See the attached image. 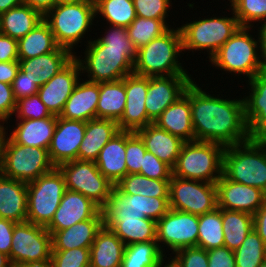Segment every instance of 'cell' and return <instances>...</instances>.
<instances>
[{"instance_id": "cell-1", "label": "cell", "mask_w": 266, "mask_h": 267, "mask_svg": "<svg viewBox=\"0 0 266 267\" xmlns=\"http://www.w3.org/2000/svg\"><path fill=\"white\" fill-rule=\"evenodd\" d=\"M209 94L193 80L189 101L195 140L214 142L224 147L250 140L243 97L224 99ZM215 96V97H214Z\"/></svg>"}, {"instance_id": "cell-2", "label": "cell", "mask_w": 266, "mask_h": 267, "mask_svg": "<svg viewBox=\"0 0 266 267\" xmlns=\"http://www.w3.org/2000/svg\"><path fill=\"white\" fill-rule=\"evenodd\" d=\"M108 26L102 37L88 41L82 59L81 56L74 55L81 73H87L86 80L97 83L112 82L133 73L137 48L131 42L127 29Z\"/></svg>"}, {"instance_id": "cell-3", "label": "cell", "mask_w": 266, "mask_h": 267, "mask_svg": "<svg viewBox=\"0 0 266 267\" xmlns=\"http://www.w3.org/2000/svg\"><path fill=\"white\" fill-rule=\"evenodd\" d=\"M182 53L180 28L170 27L161 36L137 49L133 73L146 77L189 75L178 61Z\"/></svg>"}, {"instance_id": "cell-4", "label": "cell", "mask_w": 266, "mask_h": 267, "mask_svg": "<svg viewBox=\"0 0 266 267\" xmlns=\"http://www.w3.org/2000/svg\"><path fill=\"white\" fill-rule=\"evenodd\" d=\"M222 174L266 193V139H250L225 147Z\"/></svg>"}, {"instance_id": "cell-5", "label": "cell", "mask_w": 266, "mask_h": 267, "mask_svg": "<svg viewBox=\"0 0 266 267\" xmlns=\"http://www.w3.org/2000/svg\"><path fill=\"white\" fill-rule=\"evenodd\" d=\"M249 31L252 32L250 27H240L210 58L209 62L213 67L235 76L246 75L247 81L264 71L260 57L259 37H256L258 40L255 39Z\"/></svg>"}, {"instance_id": "cell-6", "label": "cell", "mask_w": 266, "mask_h": 267, "mask_svg": "<svg viewBox=\"0 0 266 267\" xmlns=\"http://www.w3.org/2000/svg\"><path fill=\"white\" fill-rule=\"evenodd\" d=\"M94 18L96 19L94 0L55 5L43 16L57 44L71 52L85 38L84 35L88 34L89 28L94 25Z\"/></svg>"}, {"instance_id": "cell-7", "label": "cell", "mask_w": 266, "mask_h": 267, "mask_svg": "<svg viewBox=\"0 0 266 267\" xmlns=\"http://www.w3.org/2000/svg\"><path fill=\"white\" fill-rule=\"evenodd\" d=\"M224 149L223 145L214 142H185L173 168V176L216 183L222 176Z\"/></svg>"}, {"instance_id": "cell-8", "label": "cell", "mask_w": 266, "mask_h": 267, "mask_svg": "<svg viewBox=\"0 0 266 267\" xmlns=\"http://www.w3.org/2000/svg\"><path fill=\"white\" fill-rule=\"evenodd\" d=\"M232 17L216 16L191 21L181 25L182 49L187 51L207 50L210 58L232 37L241 27L234 11Z\"/></svg>"}, {"instance_id": "cell-9", "label": "cell", "mask_w": 266, "mask_h": 267, "mask_svg": "<svg viewBox=\"0 0 266 267\" xmlns=\"http://www.w3.org/2000/svg\"><path fill=\"white\" fill-rule=\"evenodd\" d=\"M54 167L47 149L20 145L5 137L0 161L2 175L30 183Z\"/></svg>"}, {"instance_id": "cell-10", "label": "cell", "mask_w": 266, "mask_h": 267, "mask_svg": "<svg viewBox=\"0 0 266 267\" xmlns=\"http://www.w3.org/2000/svg\"><path fill=\"white\" fill-rule=\"evenodd\" d=\"M65 191V179L58 167L27 183V222L46 227Z\"/></svg>"}, {"instance_id": "cell-11", "label": "cell", "mask_w": 266, "mask_h": 267, "mask_svg": "<svg viewBox=\"0 0 266 267\" xmlns=\"http://www.w3.org/2000/svg\"><path fill=\"white\" fill-rule=\"evenodd\" d=\"M169 210V197L123 194L114 186L102 213L104 223H120L146 217L157 222Z\"/></svg>"}, {"instance_id": "cell-12", "label": "cell", "mask_w": 266, "mask_h": 267, "mask_svg": "<svg viewBox=\"0 0 266 267\" xmlns=\"http://www.w3.org/2000/svg\"><path fill=\"white\" fill-rule=\"evenodd\" d=\"M51 253L52 235L44 226L27 221L15 224L9 256L14 267L50 263Z\"/></svg>"}, {"instance_id": "cell-13", "label": "cell", "mask_w": 266, "mask_h": 267, "mask_svg": "<svg viewBox=\"0 0 266 267\" xmlns=\"http://www.w3.org/2000/svg\"><path fill=\"white\" fill-rule=\"evenodd\" d=\"M58 168L64 176L66 189L81 193L101 209L106 205L114 184L99 171L94 161L73 160Z\"/></svg>"}, {"instance_id": "cell-14", "label": "cell", "mask_w": 266, "mask_h": 267, "mask_svg": "<svg viewBox=\"0 0 266 267\" xmlns=\"http://www.w3.org/2000/svg\"><path fill=\"white\" fill-rule=\"evenodd\" d=\"M170 209L203 215L218 207L216 183L178 178L172 175L169 182Z\"/></svg>"}, {"instance_id": "cell-15", "label": "cell", "mask_w": 266, "mask_h": 267, "mask_svg": "<svg viewBox=\"0 0 266 267\" xmlns=\"http://www.w3.org/2000/svg\"><path fill=\"white\" fill-rule=\"evenodd\" d=\"M198 228L197 215L170 209L156 222V241L159 249L164 253L163 247L167 246L166 251L170 250L174 254L183 248L196 247Z\"/></svg>"}, {"instance_id": "cell-16", "label": "cell", "mask_w": 266, "mask_h": 267, "mask_svg": "<svg viewBox=\"0 0 266 267\" xmlns=\"http://www.w3.org/2000/svg\"><path fill=\"white\" fill-rule=\"evenodd\" d=\"M192 81L191 74L148 77L145 100L148 118L154 123L166 108L184 95Z\"/></svg>"}, {"instance_id": "cell-17", "label": "cell", "mask_w": 266, "mask_h": 267, "mask_svg": "<svg viewBox=\"0 0 266 267\" xmlns=\"http://www.w3.org/2000/svg\"><path fill=\"white\" fill-rule=\"evenodd\" d=\"M91 218H103L102 209L81 193L66 189L53 219L45 228L52 235Z\"/></svg>"}, {"instance_id": "cell-18", "label": "cell", "mask_w": 266, "mask_h": 267, "mask_svg": "<svg viewBox=\"0 0 266 267\" xmlns=\"http://www.w3.org/2000/svg\"><path fill=\"white\" fill-rule=\"evenodd\" d=\"M126 105L121 119L117 122L120 131L136 132L153 123L147 115L145 100L148 77L137 74L125 76Z\"/></svg>"}, {"instance_id": "cell-19", "label": "cell", "mask_w": 266, "mask_h": 267, "mask_svg": "<svg viewBox=\"0 0 266 267\" xmlns=\"http://www.w3.org/2000/svg\"><path fill=\"white\" fill-rule=\"evenodd\" d=\"M81 68L74 57L47 83L39 87L38 95L52 115L59 116L67 99L72 94L80 78Z\"/></svg>"}, {"instance_id": "cell-20", "label": "cell", "mask_w": 266, "mask_h": 267, "mask_svg": "<svg viewBox=\"0 0 266 267\" xmlns=\"http://www.w3.org/2000/svg\"><path fill=\"white\" fill-rule=\"evenodd\" d=\"M86 122L57 116V124L51 139L48 155L51 163L60 164L78 160V150L84 138Z\"/></svg>"}, {"instance_id": "cell-21", "label": "cell", "mask_w": 266, "mask_h": 267, "mask_svg": "<svg viewBox=\"0 0 266 267\" xmlns=\"http://www.w3.org/2000/svg\"><path fill=\"white\" fill-rule=\"evenodd\" d=\"M218 208L254 215L266 202V193L259 188L233 182L223 174L216 182Z\"/></svg>"}, {"instance_id": "cell-22", "label": "cell", "mask_w": 266, "mask_h": 267, "mask_svg": "<svg viewBox=\"0 0 266 267\" xmlns=\"http://www.w3.org/2000/svg\"><path fill=\"white\" fill-rule=\"evenodd\" d=\"M249 95L243 97L245 119L251 139H266V70L248 82Z\"/></svg>"}, {"instance_id": "cell-23", "label": "cell", "mask_w": 266, "mask_h": 267, "mask_svg": "<svg viewBox=\"0 0 266 267\" xmlns=\"http://www.w3.org/2000/svg\"><path fill=\"white\" fill-rule=\"evenodd\" d=\"M143 141L148 152L154 154L172 169L176 165L181 148L185 143L182 139L151 123L135 132Z\"/></svg>"}, {"instance_id": "cell-24", "label": "cell", "mask_w": 266, "mask_h": 267, "mask_svg": "<svg viewBox=\"0 0 266 267\" xmlns=\"http://www.w3.org/2000/svg\"><path fill=\"white\" fill-rule=\"evenodd\" d=\"M98 98L99 83L79 80L59 117L84 122L95 119Z\"/></svg>"}, {"instance_id": "cell-25", "label": "cell", "mask_w": 266, "mask_h": 267, "mask_svg": "<svg viewBox=\"0 0 266 267\" xmlns=\"http://www.w3.org/2000/svg\"><path fill=\"white\" fill-rule=\"evenodd\" d=\"M75 54V51L71 52L66 48L59 47L56 51L48 54L29 59H19L20 69L41 87L64 68Z\"/></svg>"}, {"instance_id": "cell-26", "label": "cell", "mask_w": 266, "mask_h": 267, "mask_svg": "<svg viewBox=\"0 0 266 267\" xmlns=\"http://www.w3.org/2000/svg\"><path fill=\"white\" fill-rule=\"evenodd\" d=\"M159 128L179 137L184 142L194 141V130L191 119L189 86L176 102L166 108L154 121Z\"/></svg>"}, {"instance_id": "cell-27", "label": "cell", "mask_w": 266, "mask_h": 267, "mask_svg": "<svg viewBox=\"0 0 266 267\" xmlns=\"http://www.w3.org/2000/svg\"><path fill=\"white\" fill-rule=\"evenodd\" d=\"M20 120V121H19ZM13 131L8 135L17 144L31 147L49 148L57 124V116L43 119H17Z\"/></svg>"}, {"instance_id": "cell-28", "label": "cell", "mask_w": 266, "mask_h": 267, "mask_svg": "<svg viewBox=\"0 0 266 267\" xmlns=\"http://www.w3.org/2000/svg\"><path fill=\"white\" fill-rule=\"evenodd\" d=\"M0 218L27 221V183L0 173Z\"/></svg>"}, {"instance_id": "cell-29", "label": "cell", "mask_w": 266, "mask_h": 267, "mask_svg": "<svg viewBox=\"0 0 266 267\" xmlns=\"http://www.w3.org/2000/svg\"><path fill=\"white\" fill-rule=\"evenodd\" d=\"M126 131H120L100 150L95 161L99 171L114 185L127 175Z\"/></svg>"}, {"instance_id": "cell-30", "label": "cell", "mask_w": 266, "mask_h": 267, "mask_svg": "<svg viewBox=\"0 0 266 267\" xmlns=\"http://www.w3.org/2000/svg\"><path fill=\"white\" fill-rule=\"evenodd\" d=\"M119 132L116 121L100 118L87 121L85 135L78 150V160L95 162L100 150Z\"/></svg>"}, {"instance_id": "cell-31", "label": "cell", "mask_w": 266, "mask_h": 267, "mask_svg": "<svg viewBox=\"0 0 266 267\" xmlns=\"http://www.w3.org/2000/svg\"><path fill=\"white\" fill-rule=\"evenodd\" d=\"M104 225L103 218H91L52 234V250L90 248L97 232Z\"/></svg>"}, {"instance_id": "cell-32", "label": "cell", "mask_w": 266, "mask_h": 267, "mask_svg": "<svg viewBox=\"0 0 266 267\" xmlns=\"http://www.w3.org/2000/svg\"><path fill=\"white\" fill-rule=\"evenodd\" d=\"M125 244L105 225L90 247V267H121Z\"/></svg>"}, {"instance_id": "cell-33", "label": "cell", "mask_w": 266, "mask_h": 267, "mask_svg": "<svg viewBox=\"0 0 266 267\" xmlns=\"http://www.w3.org/2000/svg\"><path fill=\"white\" fill-rule=\"evenodd\" d=\"M42 20L43 15L39 11L23 3L0 14L1 34L19 40Z\"/></svg>"}, {"instance_id": "cell-34", "label": "cell", "mask_w": 266, "mask_h": 267, "mask_svg": "<svg viewBox=\"0 0 266 267\" xmlns=\"http://www.w3.org/2000/svg\"><path fill=\"white\" fill-rule=\"evenodd\" d=\"M126 105L125 77L118 81L99 83L96 118L118 122Z\"/></svg>"}, {"instance_id": "cell-35", "label": "cell", "mask_w": 266, "mask_h": 267, "mask_svg": "<svg viewBox=\"0 0 266 267\" xmlns=\"http://www.w3.org/2000/svg\"><path fill=\"white\" fill-rule=\"evenodd\" d=\"M59 47L50 26L43 19L33 30L18 40V58L41 56L56 51Z\"/></svg>"}, {"instance_id": "cell-36", "label": "cell", "mask_w": 266, "mask_h": 267, "mask_svg": "<svg viewBox=\"0 0 266 267\" xmlns=\"http://www.w3.org/2000/svg\"><path fill=\"white\" fill-rule=\"evenodd\" d=\"M126 245L140 242L156 241V221L150 218L104 223Z\"/></svg>"}, {"instance_id": "cell-37", "label": "cell", "mask_w": 266, "mask_h": 267, "mask_svg": "<svg viewBox=\"0 0 266 267\" xmlns=\"http://www.w3.org/2000/svg\"><path fill=\"white\" fill-rule=\"evenodd\" d=\"M224 246L235 251L241 246L248 233L253 229V215L222 209Z\"/></svg>"}, {"instance_id": "cell-38", "label": "cell", "mask_w": 266, "mask_h": 267, "mask_svg": "<svg viewBox=\"0 0 266 267\" xmlns=\"http://www.w3.org/2000/svg\"><path fill=\"white\" fill-rule=\"evenodd\" d=\"M170 180L148 178L142 174H127L116 185L120 192L128 195L169 197Z\"/></svg>"}, {"instance_id": "cell-39", "label": "cell", "mask_w": 266, "mask_h": 267, "mask_svg": "<svg viewBox=\"0 0 266 267\" xmlns=\"http://www.w3.org/2000/svg\"><path fill=\"white\" fill-rule=\"evenodd\" d=\"M197 247L205 250L224 246V233L222 224V209L198 216Z\"/></svg>"}, {"instance_id": "cell-40", "label": "cell", "mask_w": 266, "mask_h": 267, "mask_svg": "<svg viewBox=\"0 0 266 267\" xmlns=\"http://www.w3.org/2000/svg\"><path fill=\"white\" fill-rule=\"evenodd\" d=\"M95 14L107 25L127 28L137 17L133 0H94Z\"/></svg>"}, {"instance_id": "cell-41", "label": "cell", "mask_w": 266, "mask_h": 267, "mask_svg": "<svg viewBox=\"0 0 266 267\" xmlns=\"http://www.w3.org/2000/svg\"><path fill=\"white\" fill-rule=\"evenodd\" d=\"M165 254L157 241L133 243L125 246L121 267H158Z\"/></svg>"}, {"instance_id": "cell-42", "label": "cell", "mask_w": 266, "mask_h": 267, "mask_svg": "<svg viewBox=\"0 0 266 267\" xmlns=\"http://www.w3.org/2000/svg\"><path fill=\"white\" fill-rule=\"evenodd\" d=\"M166 21V19H149L137 16L126 28L128 36L134 46L139 49L170 28Z\"/></svg>"}, {"instance_id": "cell-43", "label": "cell", "mask_w": 266, "mask_h": 267, "mask_svg": "<svg viewBox=\"0 0 266 267\" xmlns=\"http://www.w3.org/2000/svg\"><path fill=\"white\" fill-rule=\"evenodd\" d=\"M236 267H260L266 259V245L254 229L234 251Z\"/></svg>"}, {"instance_id": "cell-44", "label": "cell", "mask_w": 266, "mask_h": 267, "mask_svg": "<svg viewBox=\"0 0 266 267\" xmlns=\"http://www.w3.org/2000/svg\"><path fill=\"white\" fill-rule=\"evenodd\" d=\"M230 3L241 27L252 29L254 22L266 21V0H231Z\"/></svg>"}, {"instance_id": "cell-45", "label": "cell", "mask_w": 266, "mask_h": 267, "mask_svg": "<svg viewBox=\"0 0 266 267\" xmlns=\"http://www.w3.org/2000/svg\"><path fill=\"white\" fill-rule=\"evenodd\" d=\"M52 267H90V248L52 250Z\"/></svg>"}, {"instance_id": "cell-46", "label": "cell", "mask_w": 266, "mask_h": 267, "mask_svg": "<svg viewBox=\"0 0 266 267\" xmlns=\"http://www.w3.org/2000/svg\"><path fill=\"white\" fill-rule=\"evenodd\" d=\"M146 148L141 138L135 133L126 131V166L127 174L140 173Z\"/></svg>"}, {"instance_id": "cell-47", "label": "cell", "mask_w": 266, "mask_h": 267, "mask_svg": "<svg viewBox=\"0 0 266 267\" xmlns=\"http://www.w3.org/2000/svg\"><path fill=\"white\" fill-rule=\"evenodd\" d=\"M16 119H43L52 116L38 94L16 101Z\"/></svg>"}, {"instance_id": "cell-48", "label": "cell", "mask_w": 266, "mask_h": 267, "mask_svg": "<svg viewBox=\"0 0 266 267\" xmlns=\"http://www.w3.org/2000/svg\"><path fill=\"white\" fill-rule=\"evenodd\" d=\"M136 15L149 19H166L172 0H133Z\"/></svg>"}, {"instance_id": "cell-49", "label": "cell", "mask_w": 266, "mask_h": 267, "mask_svg": "<svg viewBox=\"0 0 266 267\" xmlns=\"http://www.w3.org/2000/svg\"><path fill=\"white\" fill-rule=\"evenodd\" d=\"M139 174L158 180H170L173 175V169L154 154L146 151Z\"/></svg>"}, {"instance_id": "cell-50", "label": "cell", "mask_w": 266, "mask_h": 267, "mask_svg": "<svg viewBox=\"0 0 266 267\" xmlns=\"http://www.w3.org/2000/svg\"><path fill=\"white\" fill-rule=\"evenodd\" d=\"M179 267H208L207 250L199 247H187L170 256Z\"/></svg>"}, {"instance_id": "cell-51", "label": "cell", "mask_w": 266, "mask_h": 267, "mask_svg": "<svg viewBox=\"0 0 266 267\" xmlns=\"http://www.w3.org/2000/svg\"><path fill=\"white\" fill-rule=\"evenodd\" d=\"M12 90L15 100H19L24 97H29L38 93L39 86L33 79L19 69L16 77L12 83Z\"/></svg>"}, {"instance_id": "cell-52", "label": "cell", "mask_w": 266, "mask_h": 267, "mask_svg": "<svg viewBox=\"0 0 266 267\" xmlns=\"http://www.w3.org/2000/svg\"><path fill=\"white\" fill-rule=\"evenodd\" d=\"M16 110L12 85L0 82V121L8 124Z\"/></svg>"}, {"instance_id": "cell-53", "label": "cell", "mask_w": 266, "mask_h": 267, "mask_svg": "<svg viewBox=\"0 0 266 267\" xmlns=\"http://www.w3.org/2000/svg\"><path fill=\"white\" fill-rule=\"evenodd\" d=\"M208 267H236L234 251L228 247L207 250Z\"/></svg>"}, {"instance_id": "cell-54", "label": "cell", "mask_w": 266, "mask_h": 267, "mask_svg": "<svg viewBox=\"0 0 266 267\" xmlns=\"http://www.w3.org/2000/svg\"><path fill=\"white\" fill-rule=\"evenodd\" d=\"M19 60L18 58V40L9 36L0 34V61L8 62Z\"/></svg>"}, {"instance_id": "cell-55", "label": "cell", "mask_w": 266, "mask_h": 267, "mask_svg": "<svg viewBox=\"0 0 266 267\" xmlns=\"http://www.w3.org/2000/svg\"><path fill=\"white\" fill-rule=\"evenodd\" d=\"M16 222L0 218V252L10 256L13 229Z\"/></svg>"}, {"instance_id": "cell-56", "label": "cell", "mask_w": 266, "mask_h": 267, "mask_svg": "<svg viewBox=\"0 0 266 267\" xmlns=\"http://www.w3.org/2000/svg\"><path fill=\"white\" fill-rule=\"evenodd\" d=\"M19 69V60L8 62L0 61V82L12 85Z\"/></svg>"}, {"instance_id": "cell-57", "label": "cell", "mask_w": 266, "mask_h": 267, "mask_svg": "<svg viewBox=\"0 0 266 267\" xmlns=\"http://www.w3.org/2000/svg\"><path fill=\"white\" fill-rule=\"evenodd\" d=\"M253 229L266 245V202L253 215Z\"/></svg>"}, {"instance_id": "cell-58", "label": "cell", "mask_w": 266, "mask_h": 267, "mask_svg": "<svg viewBox=\"0 0 266 267\" xmlns=\"http://www.w3.org/2000/svg\"><path fill=\"white\" fill-rule=\"evenodd\" d=\"M31 8L39 11L43 16L55 6V0H23Z\"/></svg>"}, {"instance_id": "cell-59", "label": "cell", "mask_w": 266, "mask_h": 267, "mask_svg": "<svg viewBox=\"0 0 266 267\" xmlns=\"http://www.w3.org/2000/svg\"><path fill=\"white\" fill-rule=\"evenodd\" d=\"M263 23V24H262ZM260 23L261 25L258 28L259 45H260V57L261 62L266 70V21Z\"/></svg>"}, {"instance_id": "cell-60", "label": "cell", "mask_w": 266, "mask_h": 267, "mask_svg": "<svg viewBox=\"0 0 266 267\" xmlns=\"http://www.w3.org/2000/svg\"><path fill=\"white\" fill-rule=\"evenodd\" d=\"M23 3V0H0V14Z\"/></svg>"}, {"instance_id": "cell-61", "label": "cell", "mask_w": 266, "mask_h": 267, "mask_svg": "<svg viewBox=\"0 0 266 267\" xmlns=\"http://www.w3.org/2000/svg\"><path fill=\"white\" fill-rule=\"evenodd\" d=\"M0 267H14L8 255L0 252Z\"/></svg>"}, {"instance_id": "cell-62", "label": "cell", "mask_w": 266, "mask_h": 267, "mask_svg": "<svg viewBox=\"0 0 266 267\" xmlns=\"http://www.w3.org/2000/svg\"><path fill=\"white\" fill-rule=\"evenodd\" d=\"M5 124V122H2L0 121V152H2V149H3V143H4V140H5V137H6V129L8 130V126L4 127L3 125Z\"/></svg>"}, {"instance_id": "cell-63", "label": "cell", "mask_w": 266, "mask_h": 267, "mask_svg": "<svg viewBox=\"0 0 266 267\" xmlns=\"http://www.w3.org/2000/svg\"><path fill=\"white\" fill-rule=\"evenodd\" d=\"M166 258L167 257H165L162 261H161V263L158 265V267H179L177 264H176V262L170 257H168V263L167 262H165L166 261ZM165 263V264H164ZM164 264V265H163Z\"/></svg>"}, {"instance_id": "cell-64", "label": "cell", "mask_w": 266, "mask_h": 267, "mask_svg": "<svg viewBox=\"0 0 266 267\" xmlns=\"http://www.w3.org/2000/svg\"><path fill=\"white\" fill-rule=\"evenodd\" d=\"M16 267H52L50 263H42V264H21Z\"/></svg>"}, {"instance_id": "cell-65", "label": "cell", "mask_w": 266, "mask_h": 267, "mask_svg": "<svg viewBox=\"0 0 266 267\" xmlns=\"http://www.w3.org/2000/svg\"><path fill=\"white\" fill-rule=\"evenodd\" d=\"M81 1H86V0H55V5L73 4V3H79Z\"/></svg>"}, {"instance_id": "cell-66", "label": "cell", "mask_w": 266, "mask_h": 267, "mask_svg": "<svg viewBox=\"0 0 266 267\" xmlns=\"http://www.w3.org/2000/svg\"><path fill=\"white\" fill-rule=\"evenodd\" d=\"M260 267H266V259L263 261Z\"/></svg>"}]
</instances>
